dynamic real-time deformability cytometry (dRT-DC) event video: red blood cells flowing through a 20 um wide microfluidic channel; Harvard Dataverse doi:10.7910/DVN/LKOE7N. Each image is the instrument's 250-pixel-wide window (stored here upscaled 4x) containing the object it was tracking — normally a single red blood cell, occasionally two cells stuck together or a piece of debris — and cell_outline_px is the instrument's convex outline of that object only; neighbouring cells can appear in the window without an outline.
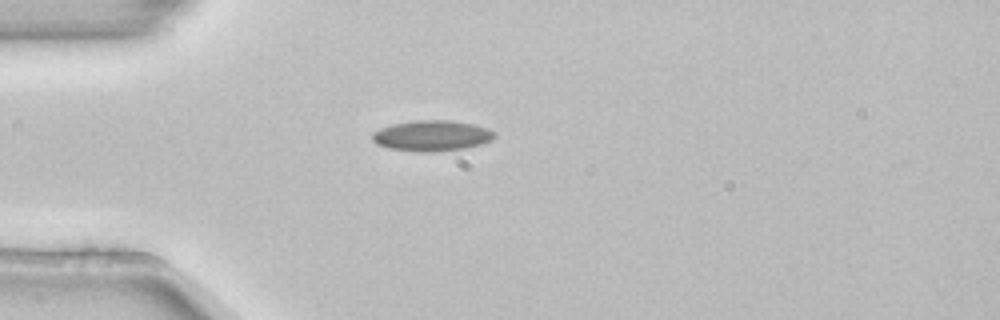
{"species": "common noctule bat (a hibernating species)", "species_latin": "Nyctalus noctula", "temperature_condition": "room temperature", "stored_images_in_passage": 3, "camera_frame_rate_fps": 3000, "um_per_image_px": 0.085, "animal": {"sex": "female", "body_mass_g": 22.7, "forearm_length_mm": 54.2}, "frame": {"image": 1, "passage_image": 3, "time_ms": 0.667, "image_size_px": [1000, 320], "cell_outline_px": [[496, 136], [492, 140], [480, 144], [464, 148], [388, 148], [376, 144], [372, 140], [372, 132], [380, 128], [392, 124], [416, 120], [452, 120], [472, 124], [488, 128], [496, 132]], "centroid_in_image_um": [36.73, 11.46], "position_along_channel_um": 48.3, "area_um2": 20.69}}